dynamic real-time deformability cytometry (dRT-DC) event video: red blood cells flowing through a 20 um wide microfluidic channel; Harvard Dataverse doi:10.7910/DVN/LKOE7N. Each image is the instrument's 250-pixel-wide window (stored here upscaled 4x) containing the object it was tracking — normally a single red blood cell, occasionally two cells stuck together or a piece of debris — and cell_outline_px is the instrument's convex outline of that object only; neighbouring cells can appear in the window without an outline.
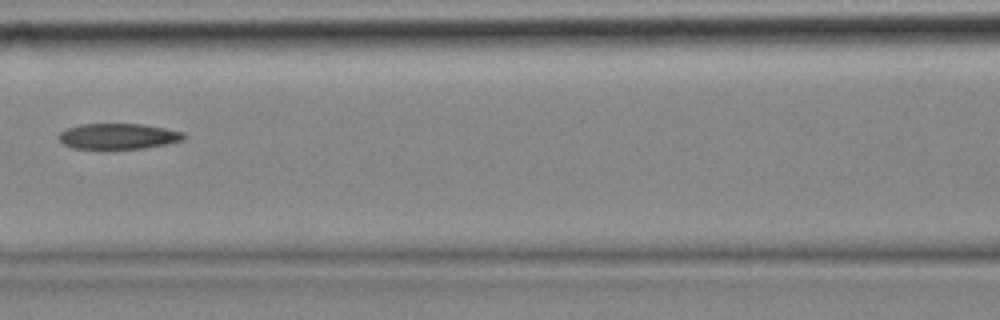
{"species": "common noctule bat (a hibernating species)", "species_latin": "Nyctalus noctula", "temperature_condition": "cold", "stored_images_in_passage": 7, "segment_of_instrument_passage": [2, 2], "camera_frame_rate_fps": 3000, "um_per_image_px": 0.085, "animal": {"sex": "female", "body_mass_g": 18.4}, "frame": {"image": 1, "passage_image": 7, "time_ms": 2.0, "image_size_px": [1000, 320], "cell_outline_px": [[184, 140], [144, 148], [72, 148], [64, 144], [60, 140], [60, 132], [68, 128], [80, 124], [140, 124], [164, 128], [184, 132]], "centroid_in_image_um": [10.05, 11.57], "position_along_channel_um": 156.5, "area_um2": 18.32}}